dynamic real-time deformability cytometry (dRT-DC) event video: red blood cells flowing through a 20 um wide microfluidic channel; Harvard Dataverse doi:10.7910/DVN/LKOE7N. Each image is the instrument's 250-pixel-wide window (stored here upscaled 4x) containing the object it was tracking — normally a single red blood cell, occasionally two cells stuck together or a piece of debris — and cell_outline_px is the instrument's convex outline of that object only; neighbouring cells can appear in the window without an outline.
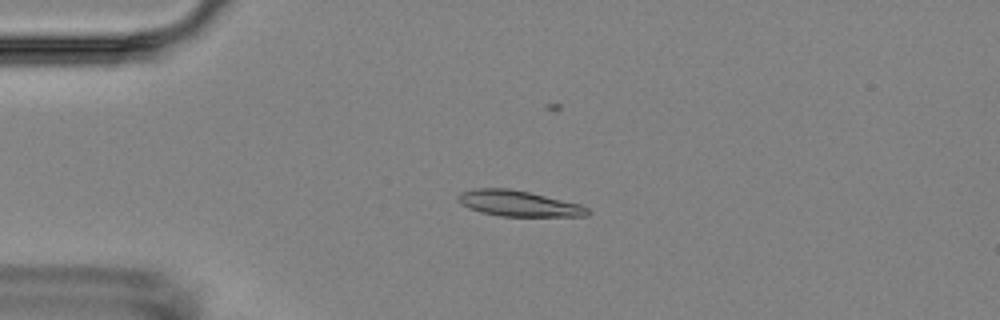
{"species": "Egyptian fruit bat (a non-hibernating species)", "species_latin": "Rousettus aegyptiacus", "temperature_condition": "room temperature", "stored_images_in_passage": 3, "camera_frame_rate_fps": 3000, "um_per_image_px": 0.085, "animal": {"sex": "female"}, "frame": {"image": 1, "passage_image": 3, "time_ms": 2.667, "image_size_px": [1000, 320], "cell_outline_px": [[592, 212], [588, 216], [500, 216], [480, 212], [468, 208], [460, 204], [456, 200], [456, 196], [460, 192], [472, 188], [508, 188], [528, 192], [580, 204], [588, 208]], "centroid_in_image_um": [44.02, 17.29], "position_along_channel_um": 41.0, "area_um2": 19.59}}